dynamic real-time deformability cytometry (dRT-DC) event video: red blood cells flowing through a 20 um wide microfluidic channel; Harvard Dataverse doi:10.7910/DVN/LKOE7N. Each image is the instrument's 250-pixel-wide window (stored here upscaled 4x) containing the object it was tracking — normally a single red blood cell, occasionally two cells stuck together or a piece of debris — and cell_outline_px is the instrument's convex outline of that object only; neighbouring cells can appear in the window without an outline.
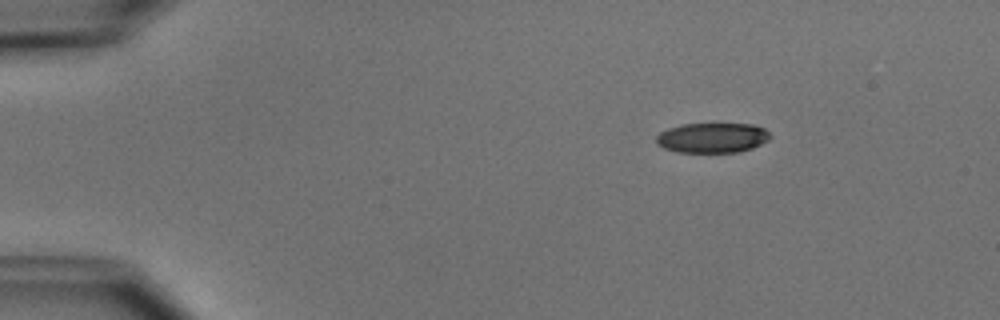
{"species": "common noctule bat (a hibernating species)", "species_latin": "Nyctalus noctula", "temperature_condition": "cold", "stored_images_in_passage": 5, "camera_frame_rate_fps": 3000, "um_per_image_px": 0.085, "animal": {"sex": "male", "body_mass_g": 15.6}, "frame": {"image": 1, "passage_image": 3, "time_ms": 2.333, "image_size_px": [1000, 320], "cell_outline_px": [[772, 136], [768, 140], [752, 148], [740, 152], [676, 152], [664, 148], [656, 144], [656, 136], [660, 132], [668, 128], [680, 124], [712, 120], [752, 124], [764, 128]], "centroid_in_image_um": [60.54, 11.65], "position_along_channel_um": 24.5, "area_um2": 21.04}}